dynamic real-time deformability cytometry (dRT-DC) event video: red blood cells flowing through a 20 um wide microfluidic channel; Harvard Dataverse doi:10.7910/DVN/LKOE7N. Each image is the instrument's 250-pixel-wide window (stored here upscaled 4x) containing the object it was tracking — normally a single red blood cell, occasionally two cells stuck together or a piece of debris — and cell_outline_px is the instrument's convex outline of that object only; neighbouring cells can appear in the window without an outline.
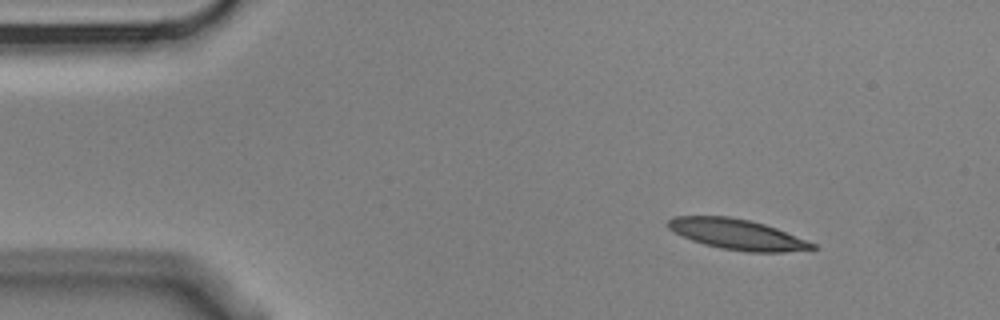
{"species": "Egyptian fruit bat (a non-hibernating species)", "species_latin": "Rousettus aegyptiacus", "temperature_condition": "cold", "stored_images_in_passage": 7, "segment_of_instrument_passage": [1, 2], "camera_frame_rate_fps": 3000, "um_per_image_px": 0.085, "animal": {"sex": "male"}, "frame": {"image": 1, "passage_image": 1, "time_ms": 0.0, "image_size_px": [1000, 320], "cell_outline_px": [[816, 248], [784, 252], [748, 252], [720, 248], [704, 244], [692, 240], [668, 228], [668, 220], [672, 216], [728, 216], [748, 220], [764, 224], [776, 228], [816, 244]], "centroid_in_image_um": [62.65, 19.92], "position_along_channel_um": 22.3, "area_um2": 25.26}}
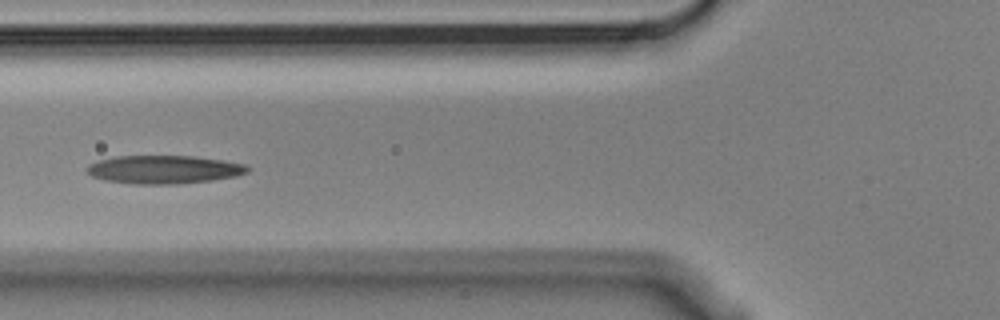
{"frame": {"image": 2, "passage_image": 5, "time_ms": 1.333, "image_size_px": [1000, 320], "cell_outline_px": [[248, 172], [236, 176], [212, 180], [176, 184], [132, 184], [108, 180], [92, 176], [88, 172], [88, 164], [100, 160], [116, 156], [192, 156], [220, 160], [244, 164], [248, 168]], "centroid_in_image_um": [13.93, 14.41], "position_along_channel_um": 111.9, "area_um2": 26.13}}
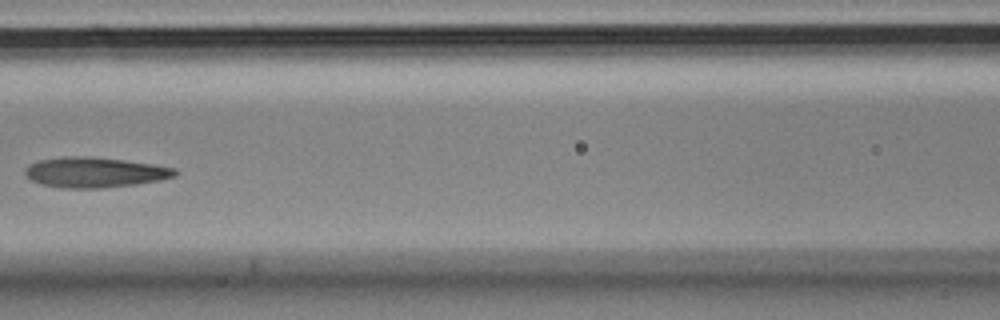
{"frame": {"image": 3, "passage_image": 6, "time_ms": 1.667, "image_size_px": [1000, 320], "cell_outline_px": [[180, 172], [176, 176], [160, 180], [136, 184], [100, 188], [60, 188], [40, 184], [32, 180], [24, 172], [24, 168], [28, 164], [36, 160], [60, 156], [84, 156], [124, 160], [152, 164], [176, 168]], "centroid_in_image_um": [8.03, 14.64], "position_along_channel_um": 158.6, "area_um2": 26.7}}